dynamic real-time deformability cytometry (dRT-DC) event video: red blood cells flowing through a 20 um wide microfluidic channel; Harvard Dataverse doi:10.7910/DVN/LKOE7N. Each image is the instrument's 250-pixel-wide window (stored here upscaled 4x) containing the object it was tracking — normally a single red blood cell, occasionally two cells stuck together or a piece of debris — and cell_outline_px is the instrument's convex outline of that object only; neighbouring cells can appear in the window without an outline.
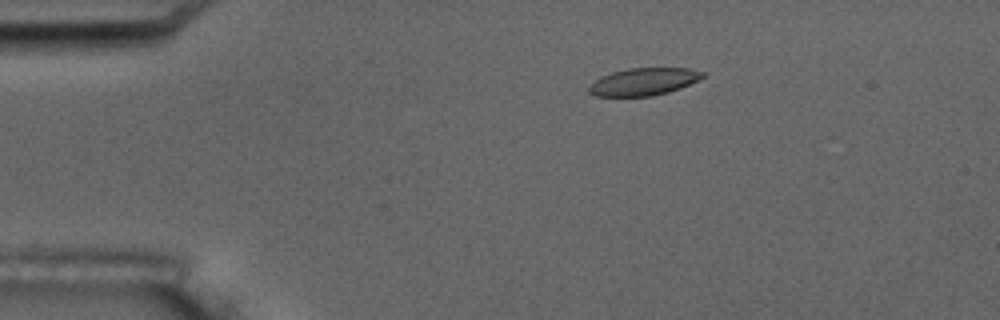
{"species": "common noctule bat (a hibernating species)", "species_latin": "Nyctalus noctula", "temperature_condition": "room temperature", "stored_images_in_passage": 4, "camera_frame_rate_fps": 3000, "um_per_image_px": 0.085, "animal": {"sex": "male", "body_mass_g": 17.5, "forearm_length_mm": 52.3}, "frame": {"image": 1, "passage_image": 2, "time_ms": 1.0, "image_size_px": [1000, 320], "cell_outline_px": [[704, 76], [680, 88], [668, 92], [652, 96], [596, 96], [588, 92], [588, 88], [600, 76], [612, 72], [628, 68], [688, 68], [704, 72]], "centroid_in_image_um": [54.68, 6.94], "position_along_channel_um": 30.3, "area_um2": 17.98}}